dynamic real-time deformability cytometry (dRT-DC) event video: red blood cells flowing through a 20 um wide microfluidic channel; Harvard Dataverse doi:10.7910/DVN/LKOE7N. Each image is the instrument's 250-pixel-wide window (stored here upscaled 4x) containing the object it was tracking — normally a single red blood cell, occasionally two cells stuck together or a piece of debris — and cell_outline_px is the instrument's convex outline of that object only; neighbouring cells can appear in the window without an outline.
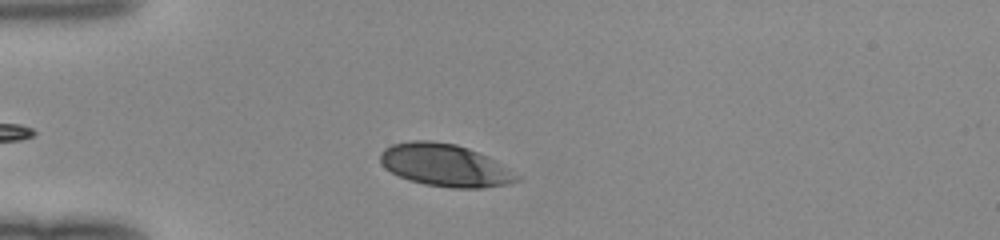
{"species": "human", "species_latin": "Homo sapiens", "temperature_condition": "room temperature", "stored_images_in_passage": 36, "camera_frame_rate_fps": 3000, "um_per_image_px": 0.085, "donor": {"sex": "female"}, "frame": {"image": 1, "passage_image": 6, "time_ms": 1.667, "image_size_px": [1000, 240], "cell_outline_px": [[524, 176], [520, 180], [512, 184], [480, 188], [452, 188], [424, 184], [408, 180], [384, 168], [380, 160], [380, 152], [384, 148], [392, 144], [412, 140], [428, 140], [456, 144], [468, 148], [488, 156]], "centroid_in_image_um": [37.88, 14.05], "position_along_channel_um": 47.1, "area_um2": 34.28}}
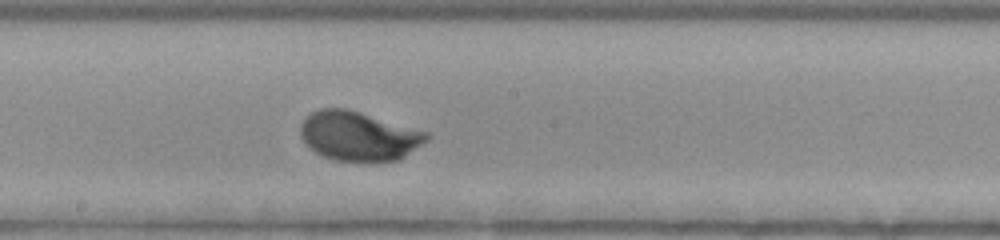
{"frame": {"image": 2, "passage_image": 20, "time_ms": 6.333, "image_size_px": [1000, 240], "cell_outline_px": [[428, 140], [400, 160], [336, 160], [324, 156], [308, 148], [300, 136], [300, 124], [304, 116], [320, 108], [344, 108], [360, 112], [428, 132]], "centroid_in_image_um": [30.45, 11.54], "position_along_channel_um": 217.8, "area_um2": 36.01}}
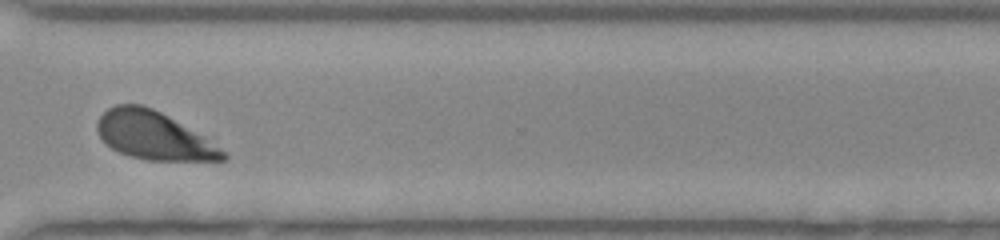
{"frame": {"image": 3, "passage_image": 30, "time_ms": 9.667, "image_size_px": [1000, 240], "cell_outline_px": [[228, 160], [148, 160], [132, 156], [120, 152], [112, 148], [100, 136], [96, 128], [96, 124], [100, 116], [108, 108], [116, 104], [140, 104], [152, 108], [160, 112], [200, 136], [224, 152], [228, 156]], "centroid_in_image_um": [12.99, 11.52], "position_along_channel_um": 357.6, "area_um2": 33.99}}